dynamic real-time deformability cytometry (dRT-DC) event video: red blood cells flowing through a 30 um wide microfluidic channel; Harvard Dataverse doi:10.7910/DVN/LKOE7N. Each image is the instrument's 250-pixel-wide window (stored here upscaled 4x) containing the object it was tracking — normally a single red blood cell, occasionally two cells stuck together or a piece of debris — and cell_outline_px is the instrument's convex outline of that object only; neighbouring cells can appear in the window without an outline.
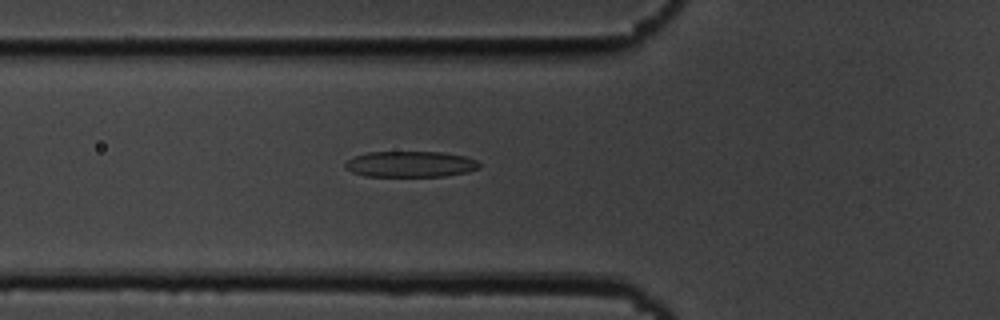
{"species": "common noctule bat (a hibernating species)", "species_latin": "Nyctalus noctula", "temperature_condition": "cold", "stored_images_in_passage": 55, "camera_frame_rate_fps": 3000, "um_per_image_px": 0.085, "animal": {"sex": "male", "body_mass_g": 19.5, "forearm_length_mm": 54.6}, "frame": {"image": 1, "passage_image": 20, "time_ms": 6.333, "image_size_px": [1000, 320], "cell_outline_px": [[480, 168], [468, 172], [444, 176], [364, 176], [352, 172], [344, 168], [344, 164], [352, 156], [368, 152], [440, 152], [464, 156], [476, 160], [480, 164]], "centroid_in_image_um": [34.85, 13.95], "position_along_channel_um": 90.9, "area_um2": 20.35}}
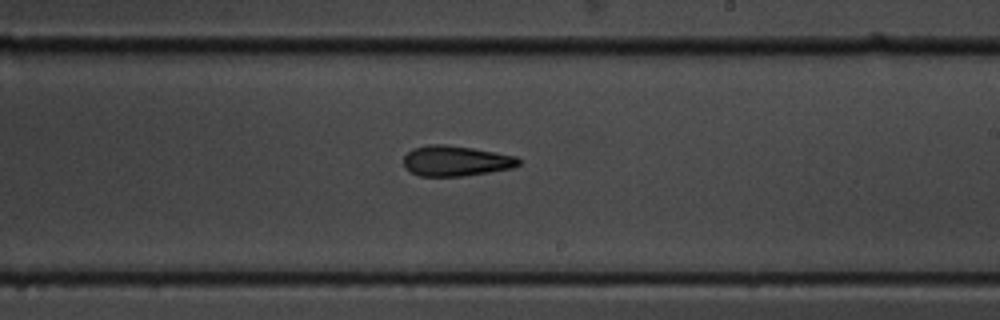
{"frame": {"image": 2, "passage_image": 33, "time_ms": 10.667, "image_size_px": [1000, 320], "cell_outline_px": [[520, 164], [512, 168], [464, 176], [420, 176], [404, 168], [404, 156], [412, 148], [428, 144], [444, 144], [472, 148], [496, 152], [516, 156], [520, 160]], "centroid_in_image_um": [38.73, 13.67], "position_along_channel_um": 250.3, "area_um2": 20.4}}
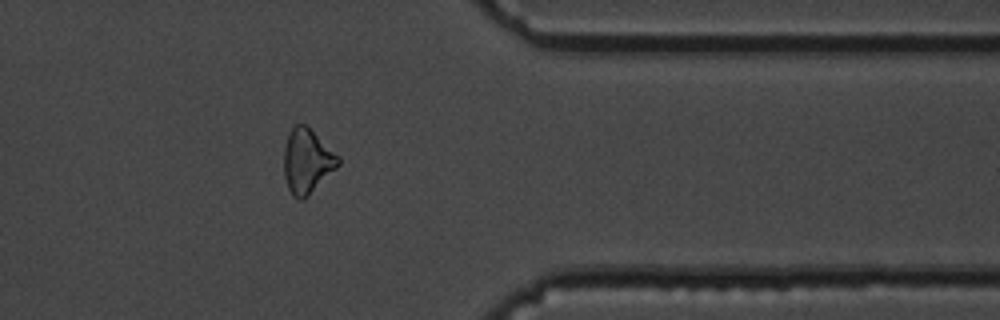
{"frame": {"image": 3, "passage_image": 45, "time_ms": 14.667, "image_size_px": [1000, 320], "cell_outline_px": [[340, 164], [304, 200], [300, 200], [292, 196], [288, 188], [284, 176], [284, 148], [288, 136], [292, 128], [296, 124], [304, 124], [340, 156]], "centroid_in_image_um": [26.1, 13.73], "position_along_channel_um": 385.3, "area_um2": 20.23}, "authors_computed_cell_mechanics": {"area_um2": 20.6346, "velocity_mm_per_s": 3.6757, "shape_relaxation_time_tau1_ms": 6.0727, "shape_relaxation_time_tau2_ms": 5.0223, "deformation_change_tau1": 0.1659, "deformation_change_tau2": 0.1659}}